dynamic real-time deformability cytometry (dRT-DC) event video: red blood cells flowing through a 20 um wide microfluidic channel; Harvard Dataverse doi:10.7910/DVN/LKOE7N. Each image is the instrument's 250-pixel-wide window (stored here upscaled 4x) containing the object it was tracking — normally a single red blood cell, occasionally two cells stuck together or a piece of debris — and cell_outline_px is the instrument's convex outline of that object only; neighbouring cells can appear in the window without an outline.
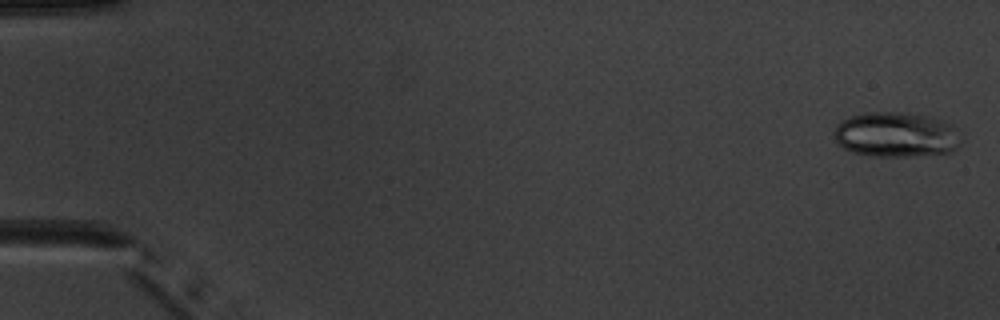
{"species": "common noctule bat (a hibernating species)", "species_latin": "Nyctalus noctula", "temperature_condition": "warm", "stored_images_in_passage": 4, "camera_frame_rate_fps": 3000, "um_per_image_px": 0.085, "animal": {"sex": "male", "body_mass_g": 20.1, "forearm_length_mm": 53.5}, "frame": {"image": 1, "passage_image": 1, "time_ms": 0.0, "image_size_px": [1000, 320], "cell_outline_px": [[964, 140], [952, 152], [916, 156], [872, 156], [852, 152], [844, 148], [836, 140], [832, 132], [836, 124], [852, 116], [868, 112], [892, 112], [928, 116], [952, 124]], "centroid_in_image_um": [76.19, 11.46], "position_along_channel_um": 8.8, "area_um2": 33.41}}